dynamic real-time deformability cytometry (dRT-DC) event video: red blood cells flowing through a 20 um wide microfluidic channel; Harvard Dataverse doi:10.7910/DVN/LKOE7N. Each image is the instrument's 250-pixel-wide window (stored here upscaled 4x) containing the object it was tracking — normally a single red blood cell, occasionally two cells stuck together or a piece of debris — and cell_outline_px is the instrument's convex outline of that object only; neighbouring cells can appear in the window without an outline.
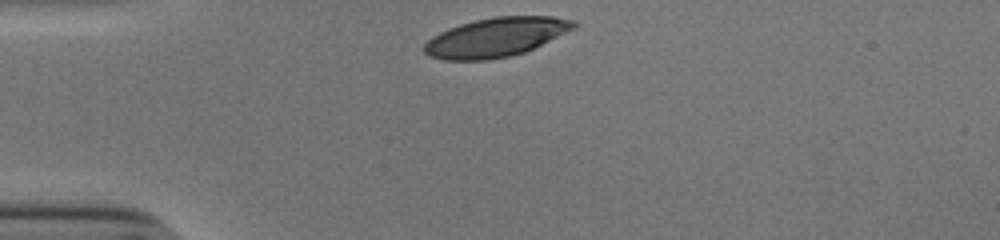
{"species": "human", "species_latin": "Homo sapiens", "temperature_condition": "cold", "stored_images_in_passage": 30, "camera_frame_rate_fps": 3000, "um_per_image_px": 0.085, "donor": {"sex": "male"}, "frame": {"image": 1, "passage_image": 1, "time_ms": 0.0, "image_size_px": [1000, 240], "cell_outline_px": [[576, 28], [524, 52], [508, 56], [488, 60], [444, 60], [428, 56], [424, 52], [424, 44], [432, 36], [448, 28], [460, 24], [476, 20], [496, 16], [552, 16], [576, 20]], "centroid_in_image_um": [42.15, 3.16], "position_along_channel_um": 42.9, "area_um2": 33.99}}
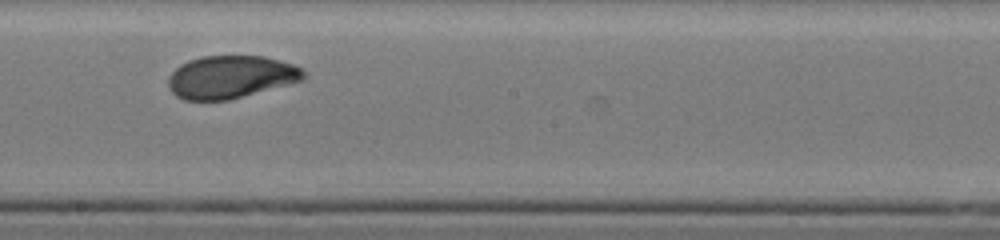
{"frame": {"image": 2, "passage_image": 18, "time_ms": 5.667, "image_size_px": [1000, 240], "cell_outline_px": [[308, 76], [304, 80], [228, 100], [184, 100], [176, 96], [168, 88], [168, 76], [180, 64], [188, 60], [204, 56], [264, 56], [280, 60], [292, 64], [300, 68]], "centroid_in_image_um": [19.6, 6.54], "position_along_channel_um": 228.6, "area_um2": 33.76}}
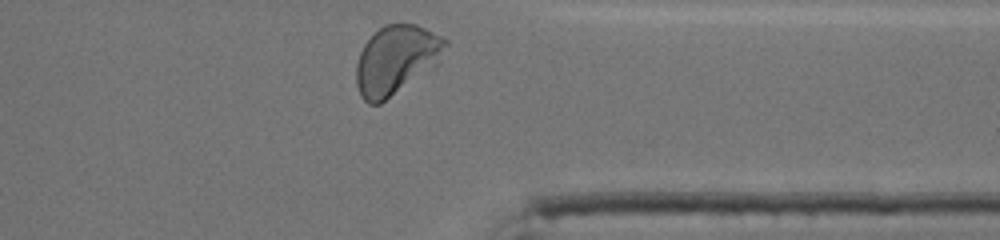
{"frame": {"image": 3, "passage_image": 30, "time_ms": 9.667, "image_size_px": [1000, 240], "cell_outline_px": [[448, 44], [440, 60], [432, 68], [380, 104], [368, 104], [360, 96], [356, 84], [356, 64], [360, 52], [364, 44], [384, 24], [416, 24], [448, 40]], "centroid_in_image_um": [33.66, 5.09], "position_along_channel_um": 377.7, "area_um2": 35.49}, "authors_computed_cell_mechanics": {"area_um2": 34.5355, "velocity_mm_per_s": 3.8214, "shape_relaxation_time_tau1_ms": 3.1199, "shape_relaxation_time_tau2_ms": 0.9704, "deformation_change_tau1": 0.18, "deformation_change_tau2": 0.0527}}